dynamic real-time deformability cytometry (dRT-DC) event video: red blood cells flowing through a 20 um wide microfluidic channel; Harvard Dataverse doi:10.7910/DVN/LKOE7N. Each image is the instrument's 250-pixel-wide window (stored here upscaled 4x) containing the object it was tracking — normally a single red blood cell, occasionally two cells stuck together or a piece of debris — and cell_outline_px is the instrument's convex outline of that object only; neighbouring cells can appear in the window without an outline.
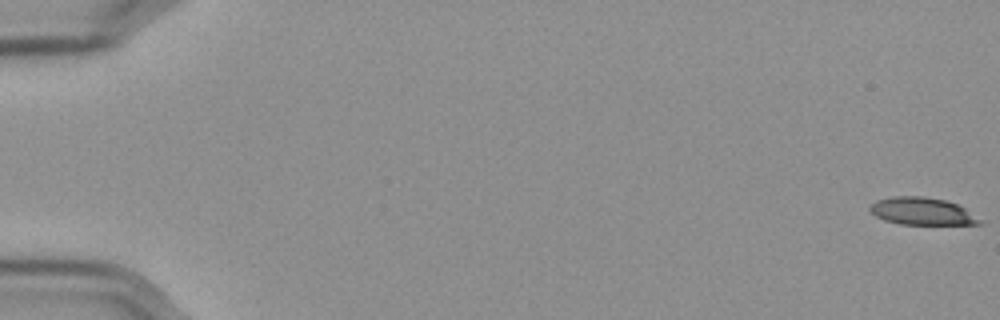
{"species": "Egyptian fruit bat (a non-hibernating species)", "species_latin": "Rousettus aegyptiacus", "temperature_condition": "cold", "stored_images_in_passage": 58, "camera_frame_rate_fps": 3000, "um_per_image_px": 0.085, "frame": {"image": 1, "passage_image": 1, "time_ms": 0.0, "image_size_px": [1000, 320], "cell_outline_px": [[984, 224], [900, 224], [884, 220], [876, 216], [868, 208], [876, 200], [892, 196], [924, 196], [944, 200], [956, 204], [964, 208], [984, 220]], "centroid_in_image_um": [78.39, 17.96], "position_along_channel_um": 6.6, "area_um2": 17.51}}
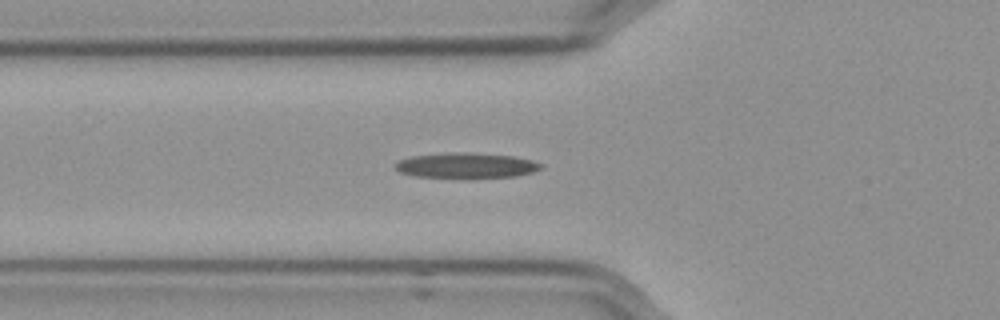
{"frame": {"image": 2, "passage_image": 22, "time_ms": 7.0, "image_size_px": [1000, 320], "cell_outline_px": [[544, 168], [532, 172], [516, 176], [468, 180], [460, 180], [412, 176], [400, 172], [396, 168], [396, 164], [400, 160], [412, 156], [456, 152], [464, 152], [512, 156], [532, 160], [540, 164]], "centroid_in_image_um": [39.63, 14.12], "position_along_channel_um": 86.2, "area_um2": 22.2}}
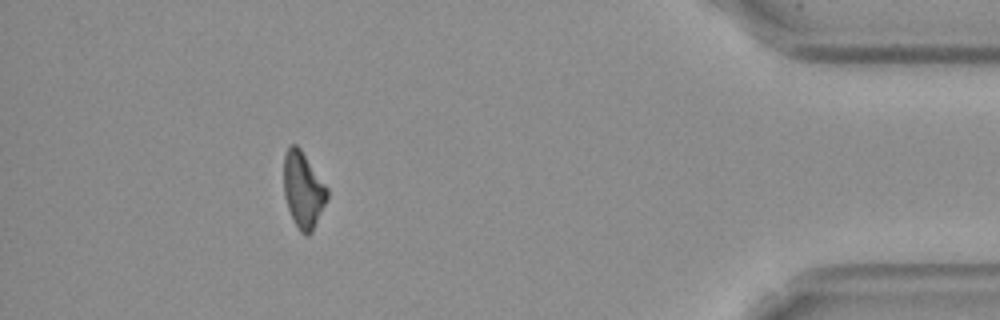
{"frame": {"image": 3, "passage_image": 53, "time_ms": 17.333, "image_size_px": [1000, 320], "cell_outline_px": [[328, 196], [312, 232], [308, 236], [304, 236], [300, 232], [288, 208], [284, 196], [284, 156], [288, 148], [292, 144], [296, 144], [300, 148], [328, 188]], "centroid_in_image_um": [25.77, 16.15], "position_along_channel_um": 409.4, "area_um2": 19.02}}